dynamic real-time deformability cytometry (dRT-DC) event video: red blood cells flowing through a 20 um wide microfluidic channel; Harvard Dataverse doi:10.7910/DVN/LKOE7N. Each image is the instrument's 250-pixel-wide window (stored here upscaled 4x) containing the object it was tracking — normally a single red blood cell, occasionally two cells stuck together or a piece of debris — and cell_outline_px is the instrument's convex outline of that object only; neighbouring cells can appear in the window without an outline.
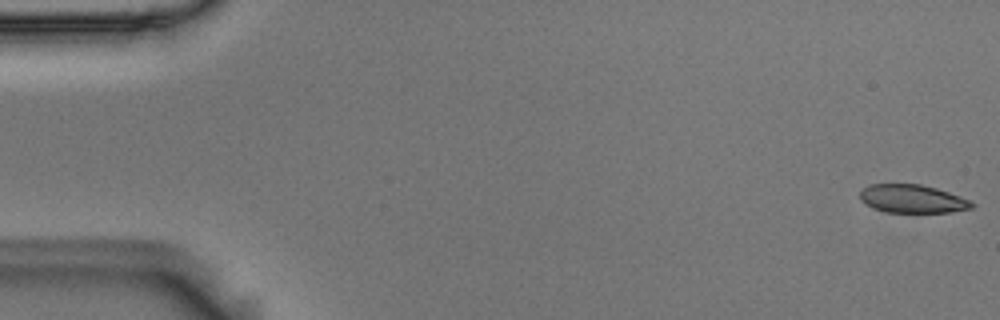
{"species": "Egyptian fruit bat (a non-hibernating species)", "species_latin": "Rousettus aegyptiacus", "temperature_condition": "room temperature", "stored_images_in_passage": 8, "camera_frame_rate_fps": 3000, "um_per_image_px": 0.085, "animal": {"sex": "male"}, "frame": {"image": 1, "passage_image": 1, "time_ms": 0.0, "image_size_px": [1000, 320], "cell_outline_px": [[976, 204], [972, 208], [952, 212], [888, 212], [872, 208], [860, 200], [860, 192], [868, 184], [920, 184], [936, 188], [960, 196]], "centroid_in_image_um": [77.54, 16.9], "position_along_channel_um": 7.5, "area_um2": 18.38}}
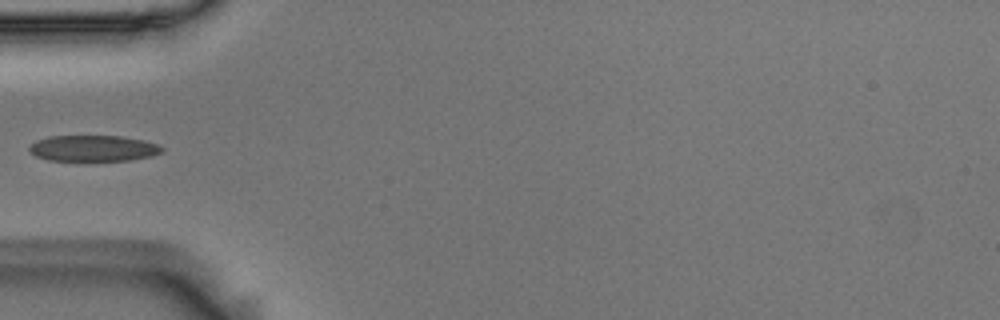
{"frame": {"image": 2, "passage_image": 5, "time_ms": 1.333, "image_size_px": [1000, 320], "cell_outline_px": [[164, 152], [152, 156], [132, 160], [48, 160], [36, 156], [28, 148], [36, 140], [48, 136], [120, 136], [144, 140], [156, 144], [164, 148]], "centroid_in_image_um": [7.96, 12.6], "position_along_channel_um": 77.0, "area_um2": 20.06}}
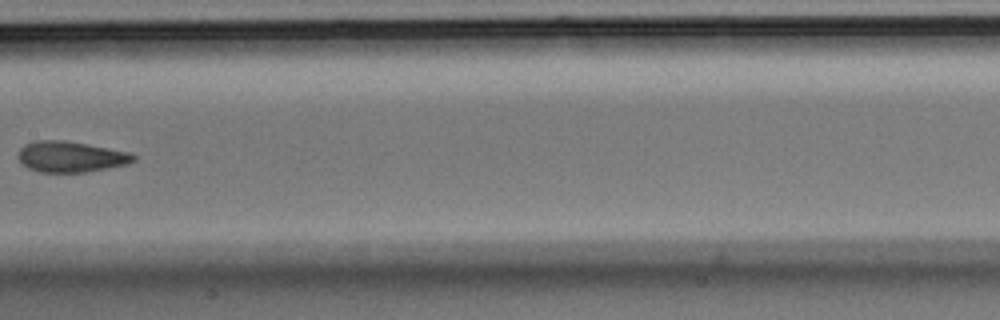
{"frame": {"image": 3, "passage_image": 8, "time_ms": 2.333, "image_size_px": [1000, 320], "cell_outline_px": [[136, 160], [128, 164], [108, 168], [84, 172], [40, 172], [28, 168], [16, 156], [20, 148], [24, 144], [36, 140], [64, 140], [88, 144], [132, 152], [136, 156]], "centroid_in_image_um": [6.03, 13.31], "position_along_channel_um": 201.4, "area_um2": 20.92}}